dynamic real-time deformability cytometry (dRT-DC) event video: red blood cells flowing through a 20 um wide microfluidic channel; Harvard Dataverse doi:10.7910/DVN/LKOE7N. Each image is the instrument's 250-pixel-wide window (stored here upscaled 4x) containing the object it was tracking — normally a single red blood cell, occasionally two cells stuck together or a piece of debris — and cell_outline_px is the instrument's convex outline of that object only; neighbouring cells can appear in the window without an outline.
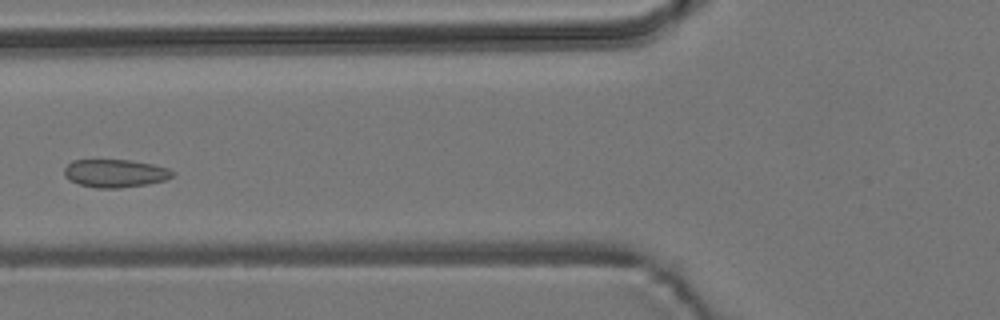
{"species": "common noctule bat (a hibernating species)", "species_latin": "Nyctalus noctula", "temperature_condition": "room temperature", "stored_images_in_passage": 5, "camera_frame_rate_fps": 3000, "um_per_image_px": 0.085, "animal": {"sex": "male", "body_mass_g": 19.2, "forearm_length_mm": 51.8}, "frame": {"image": 1, "passage_image": 5, "time_ms": 4.667, "image_size_px": [1000, 320], "cell_outline_px": [[176, 172], [172, 176], [164, 180], [148, 184], [120, 188], [96, 188], [80, 184], [68, 180], [64, 176], [64, 168], [72, 160], [128, 160], [152, 164], [168, 168]], "centroid_in_image_um": [9.77, 14.73], "position_along_channel_um": 116.0, "area_um2": 17.69}}